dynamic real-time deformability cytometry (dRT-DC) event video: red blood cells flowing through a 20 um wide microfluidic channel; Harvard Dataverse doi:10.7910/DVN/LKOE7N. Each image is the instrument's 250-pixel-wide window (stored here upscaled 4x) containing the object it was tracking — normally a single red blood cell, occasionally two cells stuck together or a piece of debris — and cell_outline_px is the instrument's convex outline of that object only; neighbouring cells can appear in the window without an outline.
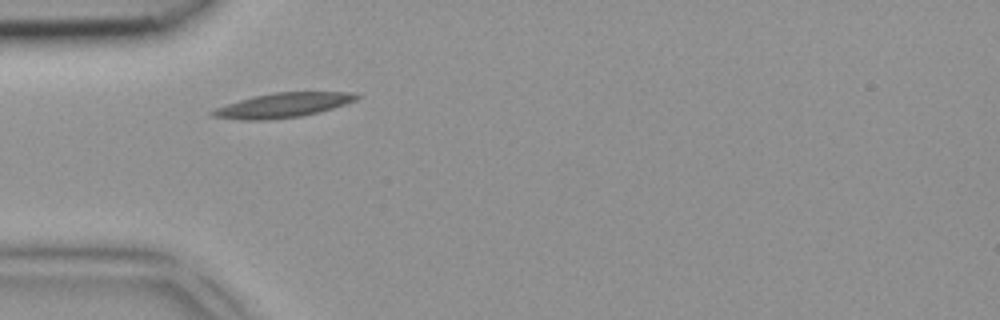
{"species": "common noctule bat (a hibernating species)", "species_latin": "Nyctalus noctula", "temperature_condition": "room temperature", "stored_images_in_passage": 5, "camera_frame_rate_fps": 3000, "um_per_image_px": 0.085, "animal": {"sex": "female", "body_mass_g": 18.4}, "frame": {"image": 1, "passage_image": 3, "time_ms": 0.667, "image_size_px": [1000, 320], "cell_outline_px": [[360, 96], [356, 100], [332, 108], [300, 116], [260, 120], [244, 120], [212, 116], [208, 112], [216, 108], [252, 96], [276, 92], [356, 92]], "centroid_in_image_um": [24.05, 8.93], "position_along_channel_um": 61.0, "area_um2": 20.23}}